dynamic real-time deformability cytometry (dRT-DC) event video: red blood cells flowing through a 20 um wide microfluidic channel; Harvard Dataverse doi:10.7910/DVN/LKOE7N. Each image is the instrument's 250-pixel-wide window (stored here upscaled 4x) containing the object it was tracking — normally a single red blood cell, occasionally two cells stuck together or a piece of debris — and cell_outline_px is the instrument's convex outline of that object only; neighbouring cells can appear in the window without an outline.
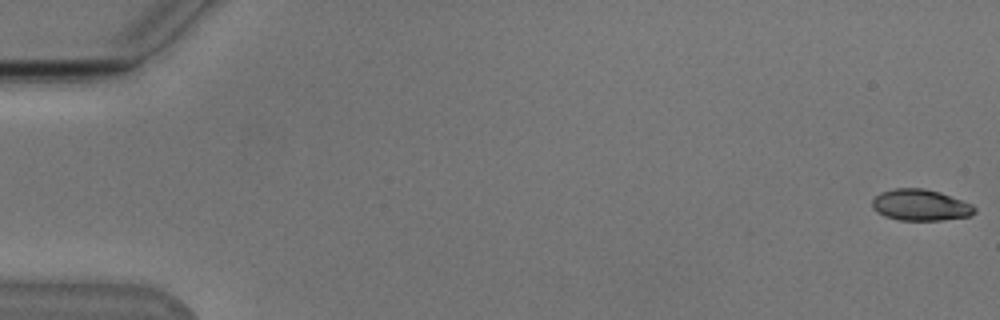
{"species": "Egyptian fruit bat (a non-hibernating species)", "species_latin": "Rousettus aegyptiacus", "temperature_condition": "cold", "stored_images_in_passage": 43, "camera_frame_rate_fps": 3000, "um_per_image_px": 0.085, "animal": {"sex": "male"}, "frame": {"image": 1, "passage_image": 1, "time_ms": 0.0, "image_size_px": [1000, 320], "cell_outline_px": [[976, 212], [968, 216], [940, 220], [900, 220], [884, 216], [876, 212], [872, 208], [872, 200], [880, 192], [896, 188], [924, 188], [940, 192], [972, 204], [976, 208]], "centroid_in_image_um": [78.22, 17.42], "position_along_channel_um": 6.8, "area_um2": 18.67}}
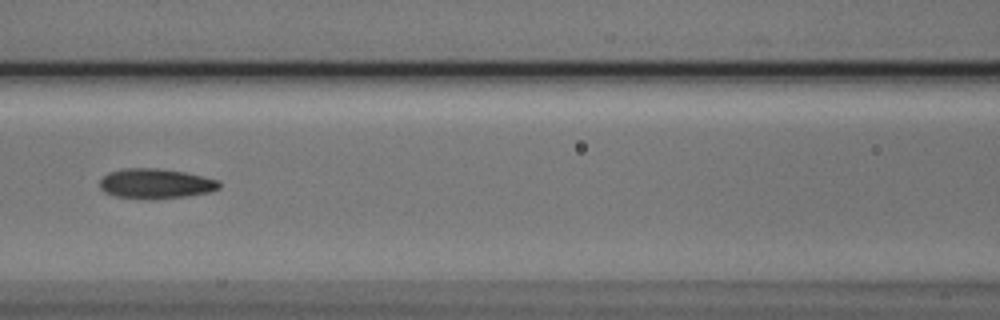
{"frame": {"image": 2, "passage_image": 25, "time_ms": 8.0, "image_size_px": [1000, 320], "cell_outline_px": [[220, 188], [208, 192], [184, 196], [116, 196], [104, 192], [100, 188], [100, 180], [104, 176], [112, 172], [124, 168], [156, 168], [184, 172], [204, 176], [220, 180]], "centroid_in_image_um": [13.27, 15.55], "position_along_channel_um": 153.3, "area_um2": 19.83}}
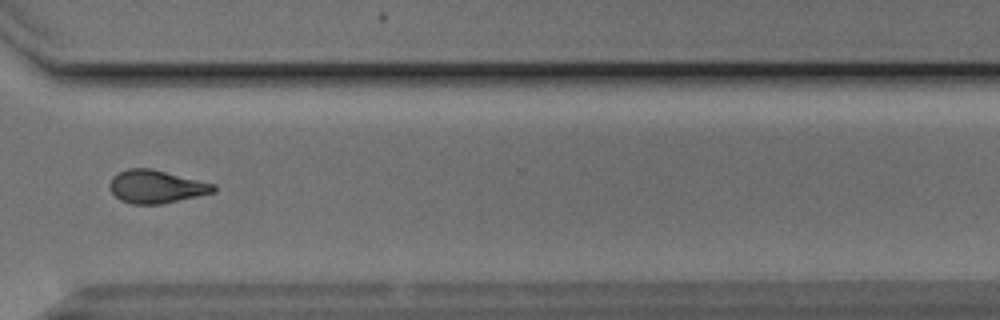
{"frame": {"image": 3, "passage_image": 41, "time_ms": 13.333, "image_size_px": [1000, 320], "cell_outline_px": [[216, 192], [160, 204], [132, 204], [120, 200], [112, 192], [112, 176], [128, 168], [152, 168], [216, 184]], "centroid_in_image_um": [13.33, 15.86], "position_along_channel_um": 357.3, "area_um2": 19.83}}